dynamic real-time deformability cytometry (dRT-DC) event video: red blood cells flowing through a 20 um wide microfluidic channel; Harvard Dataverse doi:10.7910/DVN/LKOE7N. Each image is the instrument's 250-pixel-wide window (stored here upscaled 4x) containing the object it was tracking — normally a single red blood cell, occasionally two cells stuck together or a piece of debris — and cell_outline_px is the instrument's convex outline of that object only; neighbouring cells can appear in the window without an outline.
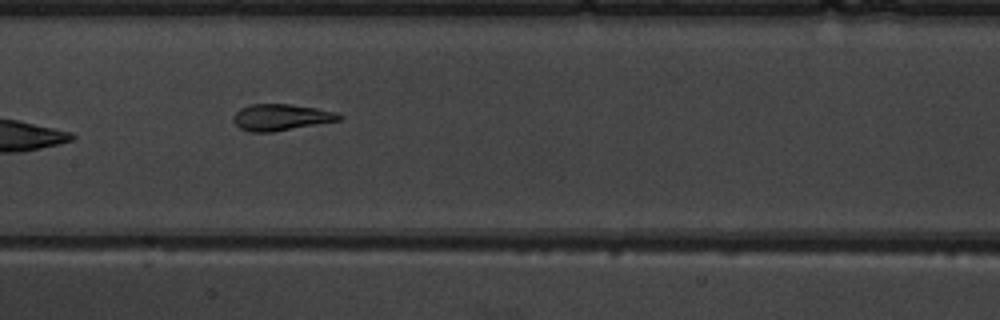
{"species": "common noctule bat (a hibernating species)", "species_latin": "Nyctalus noctula", "temperature_condition": "warm", "stored_images_in_passage": 9, "camera_frame_rate_fps": 3000, "um_per_image_px": 0.085, "animal": {"sex": "male", "body_mass_g": 19.5, "forearm_length_mm": 54.6}, "frame": {"image": 1, "passage_image": 8, "time_ms": 8.667, "image_size_px": [1000, 320], "cell_outline_px": [[344, 116], [340, 120], [272, 132], [252, 132], [240, 128], [232, 120], [232, 116], [240, 108], [248, 104], [288, 104], [316, 108], [336, 112]], "centroid_in_image_um": [23.86, 9.96], "position_along_channel_um": 183.5, "area_um2": 16.24}}
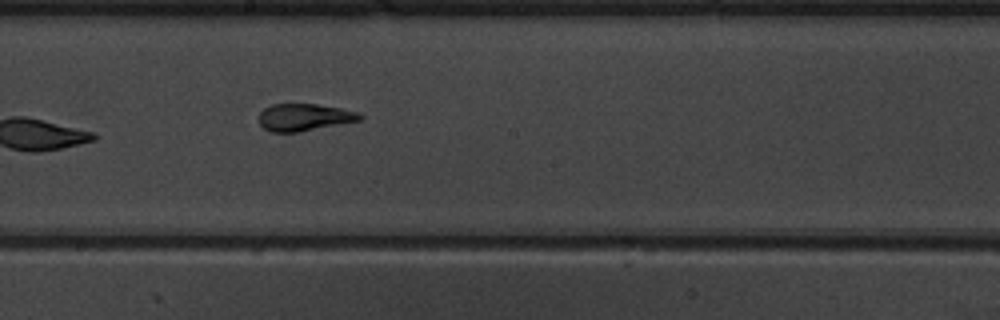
{"frame": {"image": 2, "passage_image": 9, "time_ms": 9.667, "image_size_px": [1000, 320], "cell_outline_px": [[364, 116], [360, 120], [296, 132], [272, 132], [264, 128], [260, 124], [260, 112], [264, 108], [272, 104], [316, 104], [340, 108], [360, 112]], "centroid_in_image_um": [25.86, 9.95], "position_along_channel_um": 222.3, "area_um2": 15.78}}